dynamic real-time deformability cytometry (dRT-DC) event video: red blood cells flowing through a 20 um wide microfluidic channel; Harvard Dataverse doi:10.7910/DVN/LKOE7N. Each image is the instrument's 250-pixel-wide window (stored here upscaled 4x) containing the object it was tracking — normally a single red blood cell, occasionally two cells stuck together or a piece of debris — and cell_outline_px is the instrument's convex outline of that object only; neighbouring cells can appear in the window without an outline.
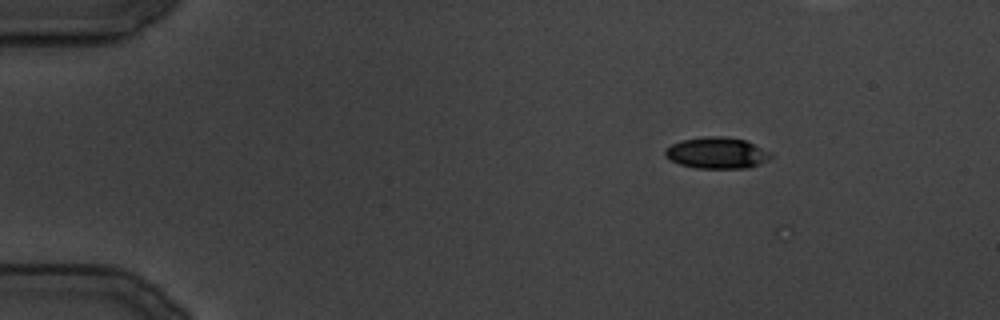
{"species": "common noctule bat (a hibernating species)", "species_latin": "Nyctalus noctula", "temperature_condition": "cold", "stored_images_in_passage": 3, "camera_frame_rate_fps": 3000, "um_per_image_px": 0.085, "animal": {"sex": "male", "body_mass_g": 19.5, "forearm_length_mm": 54.6}, "frame": {"image": 1, "passage_image": 2, "time_ms": 0.333, "image_size_px": [1000, 320], "cell_outline_px": [[772, 156], [768, 160], [748, 168], [696, 168], [680, 164], [664, 156], [664, 148], [680, 140], [704, 136], [724, 136], [744, 140], [772, 152]], "centroid_in_image_um": [60.91, 12.99], "position_along_channel_um": 24.1, "area_um2": 19.36}}